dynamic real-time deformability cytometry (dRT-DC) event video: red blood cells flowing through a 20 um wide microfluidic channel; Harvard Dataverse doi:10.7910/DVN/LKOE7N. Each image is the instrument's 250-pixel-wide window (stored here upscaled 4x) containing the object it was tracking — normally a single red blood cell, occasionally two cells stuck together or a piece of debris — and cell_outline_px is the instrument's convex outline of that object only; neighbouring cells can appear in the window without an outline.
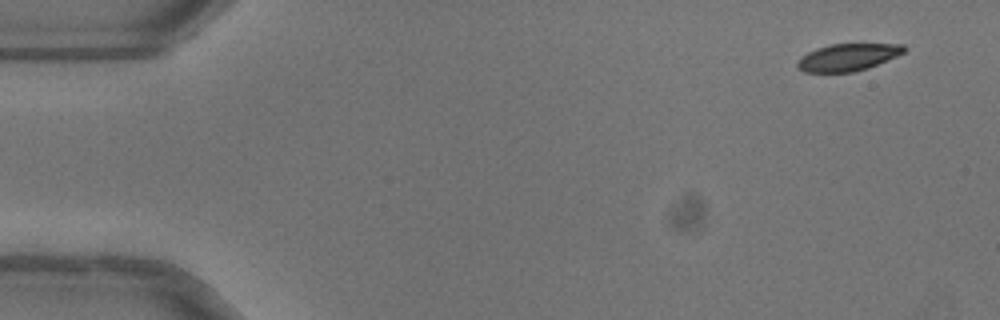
{"species": "common noctule bat (a hibernating species)", "species_latin": "Nyctalus noctula", "temperature_condition": "warm", "stored_images_in_passage": 49, "camera_frame_rate_fps": 3000, "um_per_image_px": 0.085, "animal": {"sex": "female"}, "frame": {"image": 1, "passage_image": 1, "time_ms": 0.0, "image_size_px": [1000, 320], "cell_outline_px": [[908, 48], [904, 52], [896, 56], [868, 68], [852, 72], [804, 72], [796, 64], [800, 56], [816, 48], [832, 44], [904, 44]], "centroid_in_image_um": [72.07, 4.86], "position_along_channel_um": 12.9, "area_um2": 16.82}}
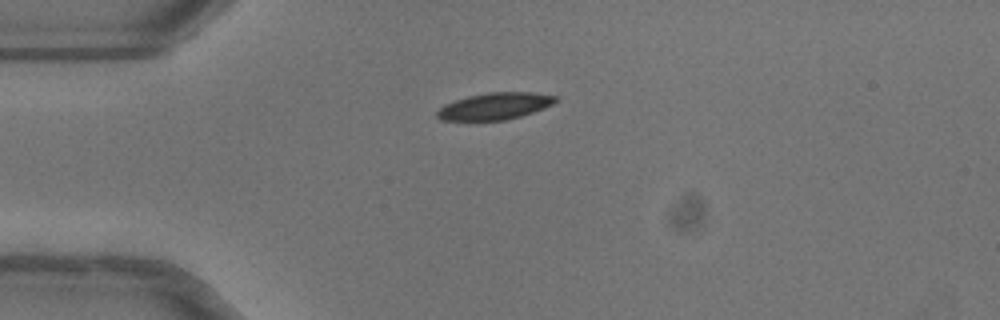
{"frame": {"image": 2, "passage_image": 11, "time_ms": 3.333, "image_size_px": [1000, 320], "cell_outline_px": [[560, 100], [544, 108], [520, 116], [504, 120], [440, 120], [436, 116], [436, 112], [444, 104], [468, 96], [488, 92], [536, 92], [556, 96]], "centroid_in_image_um": [42.08, 9.01], "position_along_channel_um": 42.9, "area_um2": 18.5}}
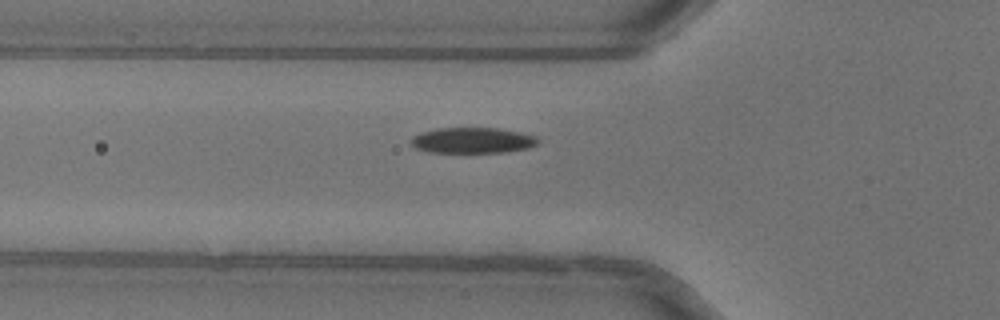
{"frame": {"image": 3, "passage_image": 16, "time_ms": 5.0, "image_size_px": [1000, 320], "cell_outline_px": [[540, 144], [528, 148], [508, 152], [428, 152], [416, 148], [412, 144], [412, 136], [420, 132], [436, 128], [500, 128], [520, 132], [536, 136], [540, 140]], "centroid_in_image_um": [40.21, 11.93], "position_along_channel_um": 85.6, "area_um2": 19.19}, "authors_computed_cell_mechanics": {"area_um2": 18.9584, "velocity_mm_per_s": 4.0121, "shape_relaxation_time_tau1_ms": 4.0986, "shape_relaxation_time_tau2_ms": null, "deformation_change_tau1": 0.1431, "deformation_change_tau2": null}}